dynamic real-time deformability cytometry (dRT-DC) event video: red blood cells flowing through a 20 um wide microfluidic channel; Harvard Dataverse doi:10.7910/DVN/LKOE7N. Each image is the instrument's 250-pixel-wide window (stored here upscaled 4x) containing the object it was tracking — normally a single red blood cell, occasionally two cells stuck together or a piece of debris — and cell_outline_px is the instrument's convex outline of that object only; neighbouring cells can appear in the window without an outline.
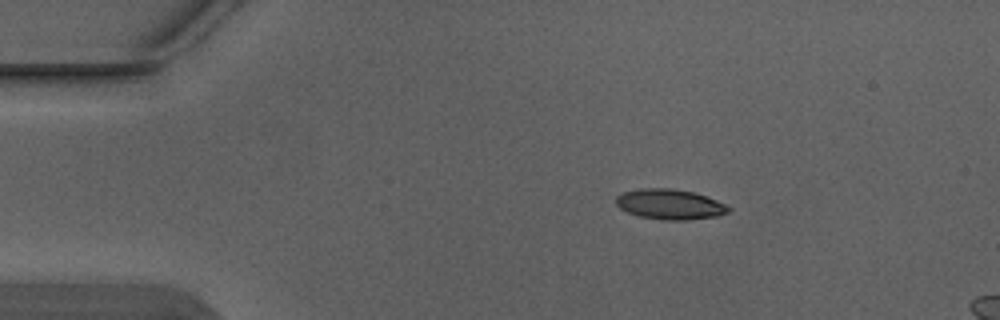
{"species": "Egyptian fruit bat (a non-hibernating species)", "species_latin": "Rousettus aegyptiacus", "temperature_condition": "warm", "stored_images_in_passage": 3, "camera_frame_rate_fps": 3000, "um_per_image_px": 0.085, "animal": {"sex": "male"}, "frame": {"image": 1, "passage_image": 1, "time_ms": 0.0, "image_size_px": [1000, 320], "cell_outline_px": [[732, 208], [728, 212], [720, 216], [684, 220], [664, 220], [640, 216], [628, 212], [620, 208], [616, 204], [616, 196], [620, 192], [640, 188], [672, 188], [692, 192], [716, 200]], "centroid_in_image_um": [56.92, 17.36], "position_along_channel_um": 28.1, "area_um2": 19.83}}